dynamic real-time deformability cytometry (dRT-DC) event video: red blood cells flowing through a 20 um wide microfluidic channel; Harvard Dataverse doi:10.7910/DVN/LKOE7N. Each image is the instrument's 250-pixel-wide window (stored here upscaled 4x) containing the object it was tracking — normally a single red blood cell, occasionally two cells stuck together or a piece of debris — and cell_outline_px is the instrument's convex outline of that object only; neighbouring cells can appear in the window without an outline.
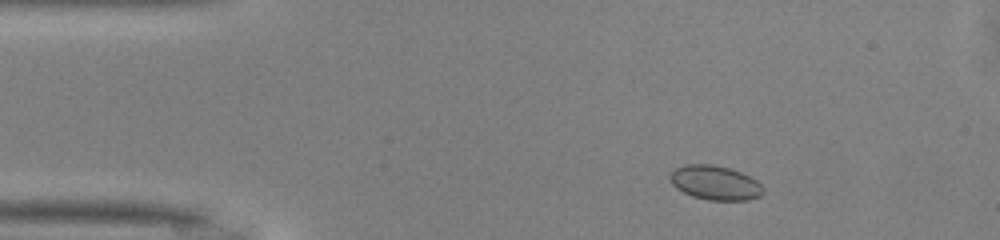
{"species": "common noctule bat (a hibernating species)", "species_latin": "Nyctalus noctula", "temperature_condition": "warm", "stored_images_in_passage": 47, "camera_frame_rate_fps": 3000, "um_per_image_px": 0.085, "animal": {"sex": "male", "body_mass_g": 13.0, "forearm_length_mm": 53.1}, "frame": {"image": 1, "passage_image": 5, "time_ms": 1.333, "image_size_px": [1000, 240], "cell_outline_px": [[764, 192], [760, 196], [748, 200], [708, 200], [692, 196], [676, 188], [668, 180], [668, 176], [676, 168], [684, 164], [712, 164], [728, 168], [740, 172], [756, 180], [764, 188]], "centroid_in_image_um": [60.76, 15.53], "position_along_channel_um": 24.2, "area_um2": 18.67}}
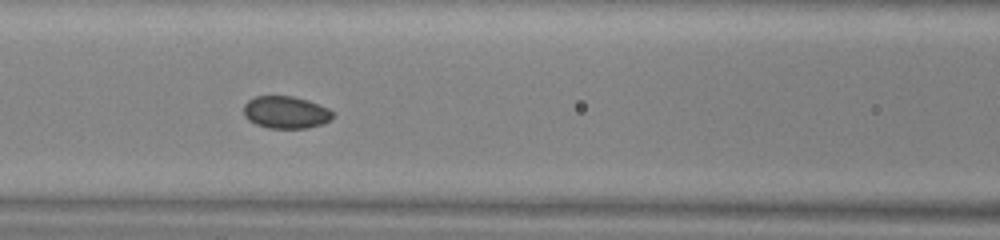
{"frame": {"image": 2, "passage_image": 18, "time_ms": 5.667, "image_size_px": [1000, 240], "cell_outline_px": [[332, 116], [324, 124], [308, 128], [268, 128], [256, 124], [248, 120], [244, 116], [244, 104], [248, 100], [256, 96], [292, 96], [308, 100], [328, 108], [332, 112]], "centroid_in_image_um": [24.27, 9.55], "position_along_channel_um": 142.3, "area_um2": 16.76}}
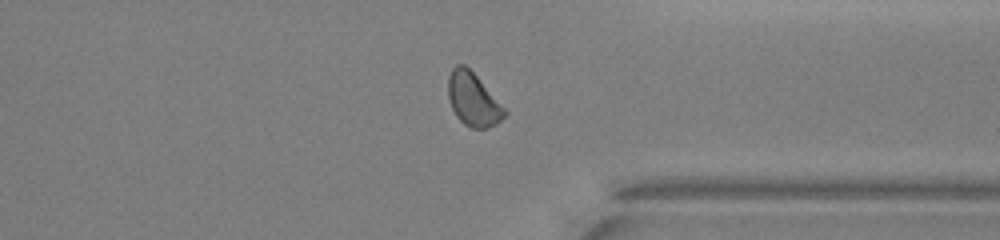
{"frame": {"image": 3, "passage_image": 35, "time_ms": 11.333, "image_size_px": [1000, 240], "cell_outline_px": [[508, 112], [496, 124], [488, 128], [472, 128], [464, 124], [456, 116], [448, 100], [448, 76], [452, 68], [456, 64], [464, 64], [476, 76]], "centroid_in_image_um": [40.18, 8.46], "position_along_channel_um": 371.2, "area_um2": 17.28}}